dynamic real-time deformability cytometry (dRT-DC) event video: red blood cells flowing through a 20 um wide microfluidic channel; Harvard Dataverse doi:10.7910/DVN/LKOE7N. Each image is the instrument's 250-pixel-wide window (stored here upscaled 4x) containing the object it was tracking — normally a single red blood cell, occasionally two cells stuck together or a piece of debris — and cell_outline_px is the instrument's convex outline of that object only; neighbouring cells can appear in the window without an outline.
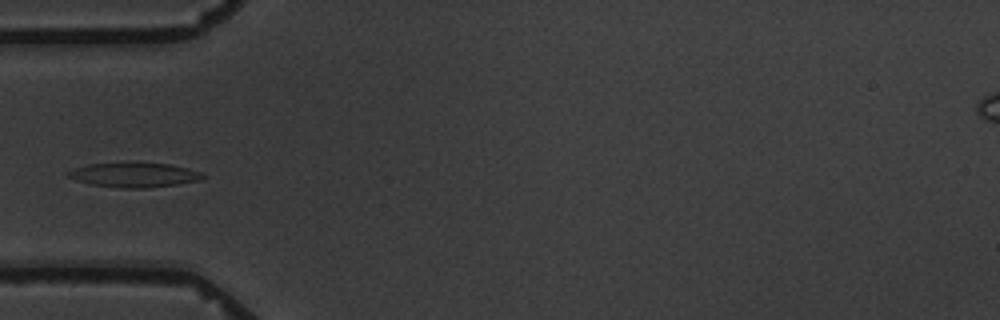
{"species": "common noctule bat (a hibernating species)", "species_latin": "Nyctalus noctula", "temperature_condition": "warm", "stored_images_in_passage": 15, "camera_frame_rate_fps": 3000, "um_per_image_px": 0.085, "animal": {"sex": "male", "body_mass_g": 19.5, "forearm_length_mm": 54.6}, "frame": {"image": 1, "passage_image": 5, "time_ms": 5.667, "image_size_px": [1000, 320], "cell_outline_px": [[204, 176], [200, 180], [176, 184], [148, 188], [120, 188], [88, 184], [76, 180], [68, 176], [64, 172], [88, 164], [140, 160], [168, 164], [188, 168], [200, 172]], "centroid_in_image_um": [11.36, 14.83], "position_along_channel_um": 73.6, "area_um2": 19.94}}
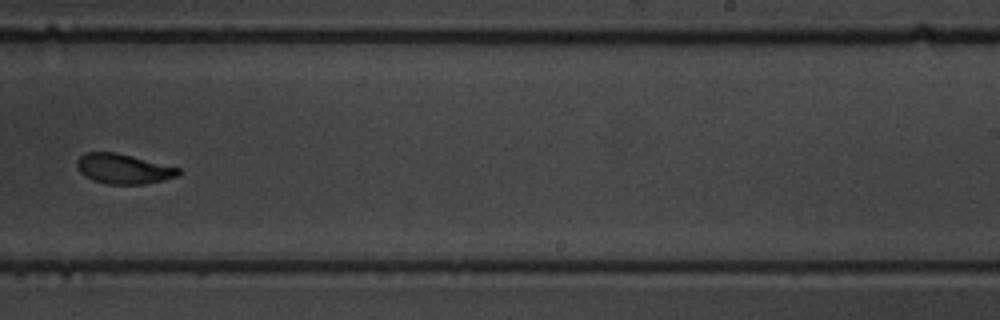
{"frame": {"image": 2, "passage_image": 10, "time_ms": 11.667, "image_size_px": [1000, 320], "cell_outline_px": [[180, 172], [176, 176], [164, 180], [144, 184], [108, 184], [92, 180], [84, 176], [80, 172], [76, 164], [76, 160], [84, 152], [116, 152], [180, 168]], "centroid_in_image_um": [10.45, 14.35], "position_along_channel_um": 278.6, "area_um2": 17.69}}
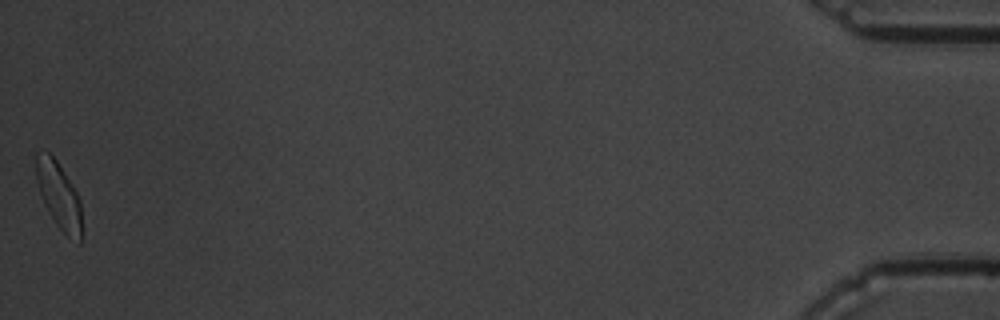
{"frame": {"image": 3, "passage_image": 15, "time_ms": 19.0, "image_size_px": [1000, 320], "cell_outline_px": [[80, 244], [68, 236], [56, 224], [48, 212], [44, 204], [36, 180], [36, 152], [48, 152], [56, 160], [76, 192], [80, 200]], "centroid_in_image_um": [4.97, 16.6], "position_along_channel_um": 430.2, "area_um2": 17.17}, "authors_computed_cell_mechanics": {"area_um2": 17.918, "velocity_mm_per_s": 3.4168, "shape_relaxation_time_tau1_ms": 6.2511, "shape_relaxation_time_tau2_ms": 2.0955, "deformation_change_tau1": 0.1819, "deformation_change_tau2": 0.0835}}